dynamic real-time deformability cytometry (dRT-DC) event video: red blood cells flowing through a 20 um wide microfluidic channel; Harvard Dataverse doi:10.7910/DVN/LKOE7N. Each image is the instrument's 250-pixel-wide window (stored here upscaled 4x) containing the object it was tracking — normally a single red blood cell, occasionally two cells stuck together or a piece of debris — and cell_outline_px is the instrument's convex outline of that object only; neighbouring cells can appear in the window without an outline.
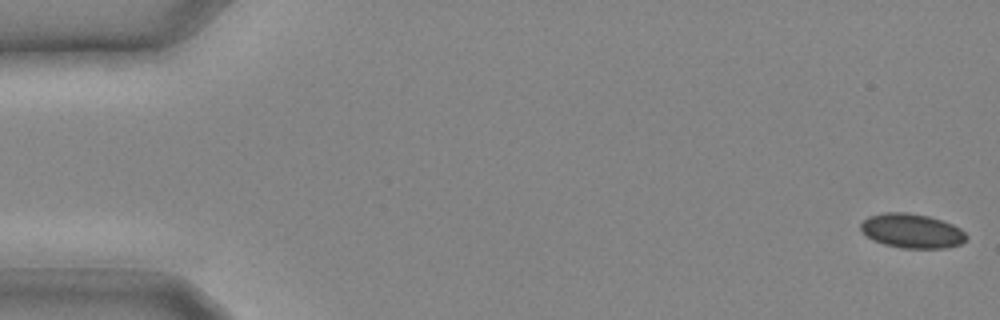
{"species": "common noctule bat (a hibernating species)", "species_latin": "Nyctalus noctula", "temperature_condition": "cold", "stored_images_in_passage": 14, "camera_frame_rate_fps": 3000, "um_per_image_px": 0.085, "animal": {"sex": "male", "body_mass_g": 20.4}, "frame": {"image": 1, "passage_image": 1, "time_ms": 0.0, "image_size_px": [1000, 320], "cell_outline_px": [[968, 236], [960, 244], [944, 248], [900, 248], [884, 244], [872, 240], [860, 228], [860, 224], [868, 216], [884, 212], [908, 212], [928, 216], [952, 224], [960, 228]], "centroid_in_image_um": [77.49, 19.62], "position_along_channel_um": 7.5, "area_um2": 21.1}}
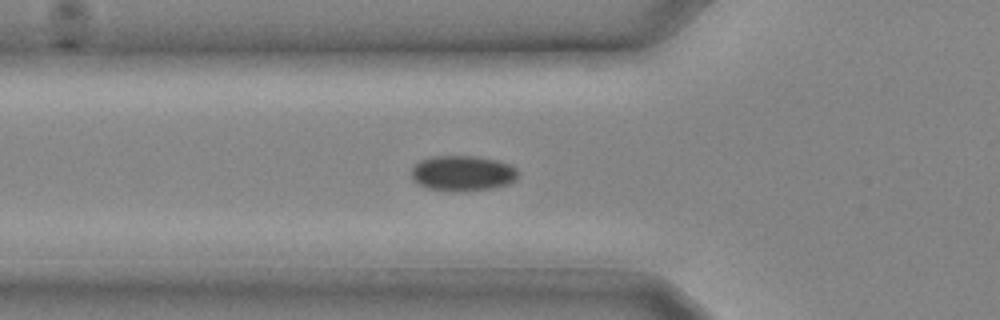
{"frame": {"image": 2, "passage_image": 10, "time_ms": 3.0, "image_size_px": [1000, 320], "cell_outline_px": [[516, 180], [508, 184], [492, 188], [428, 188], [412, 180], [412, 168], [420, 160], [432, 156], [480, 156], [500, 160], [516, 168]], "centroid_in_image_um": [39.34, 14.66], "position_along_channel_um": 86.5, "area_um2": 21.15}}
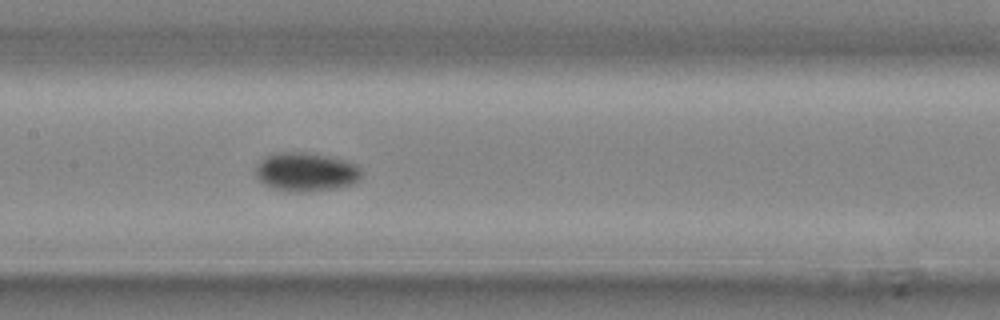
{"frame": {"image": 3, "passage_image": 14, "time_ms": 4.333, "image_size_px": [1000, 320], "cell_outline_px": [[360, 176], [352, 184], [336, 188], [300, 192], [276, 188], [260, 180], [256, 176], [256, 164], [260, 160], [268, 156], [280, 152], [304, 152], [328, 156], [344, 160], [356, 164], [360, 168]], "centroid_in_image_um": [26.01, 14.59], "position_along_channel_um": 181.4, "area_um2": 23.35}}